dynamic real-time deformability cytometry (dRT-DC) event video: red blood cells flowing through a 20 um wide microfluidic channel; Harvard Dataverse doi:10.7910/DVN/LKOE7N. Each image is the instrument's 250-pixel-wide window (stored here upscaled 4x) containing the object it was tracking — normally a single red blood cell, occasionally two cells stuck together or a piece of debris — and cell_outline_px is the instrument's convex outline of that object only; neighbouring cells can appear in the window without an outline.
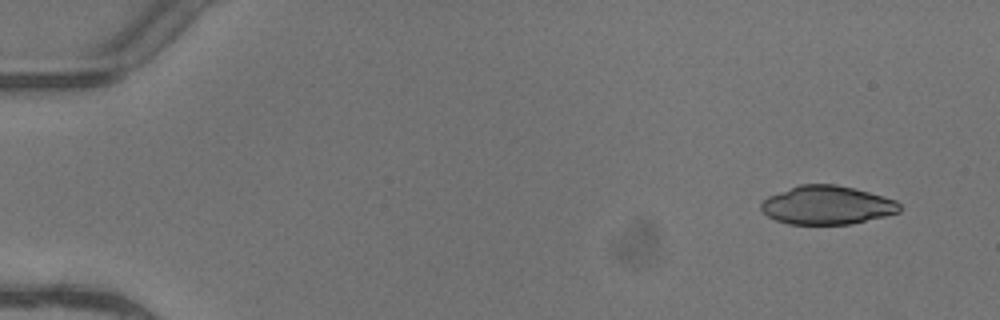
{"species": "common noctule bat (a hibernating species)", "species_latin": "Nyctalus noctula", "temperature_condition": "warm", "stored_images_in_passage": 3, "camera_frame_rate_fps": 3000, "um_per_image_px": 0.085, "animal": {"sex": "female"}, "frame": {"image": 1, "passage_image": 1, "time_ms": 0.0, "image_size_px": [1000, 320], "cell_outline_px": [[900, 212], [852, 224], [788, 224], [776, 220], [768, 216], [760, 208], [760, 204], [768, 196], [800, 184], [836, 184], [884, 196], [896, 200], [900, 204]], "centroid_in_image_um": [70.3, 17.44], "position_along_channel_um": 14.7, "area_um2": 31.04}}